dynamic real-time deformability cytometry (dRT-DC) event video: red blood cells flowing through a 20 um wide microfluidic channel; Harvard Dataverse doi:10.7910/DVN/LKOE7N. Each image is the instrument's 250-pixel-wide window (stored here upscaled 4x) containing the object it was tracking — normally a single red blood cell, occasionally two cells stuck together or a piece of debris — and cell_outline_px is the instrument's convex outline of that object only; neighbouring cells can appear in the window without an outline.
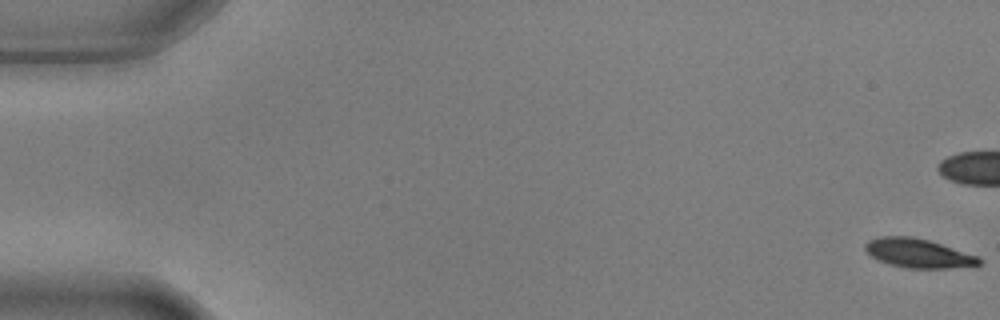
{"species": "common noctule bat (a hibernating species)", "species_latin": "Nyctalus noctula", "temperature_condition": "warm", "stored_images_in_passage": 6, "camera_frame_rate_fps": 3000, "um_per_image_px": 0.085, "animal": {"sex": "male", "body_mass_g": 17.9, "forearm_length_mm": 54.2}, "frame": {"image": 1, "passage_image": 1, "time_ms": 0.0, "image_size_px": [1000, 320], "cell_outline_px": [[984, 260], [980, 264], [948, 268], [904, 268], [888, 264], [872, 256], [864, 248], [864, 244], [868, 240], [880, 236], [912, 236], [928, 240], [980, 256]], "centroid_in_image_um": [78.06, 21.52], "position_along_channel_um": 6.9, "area_um2": 19.31}}